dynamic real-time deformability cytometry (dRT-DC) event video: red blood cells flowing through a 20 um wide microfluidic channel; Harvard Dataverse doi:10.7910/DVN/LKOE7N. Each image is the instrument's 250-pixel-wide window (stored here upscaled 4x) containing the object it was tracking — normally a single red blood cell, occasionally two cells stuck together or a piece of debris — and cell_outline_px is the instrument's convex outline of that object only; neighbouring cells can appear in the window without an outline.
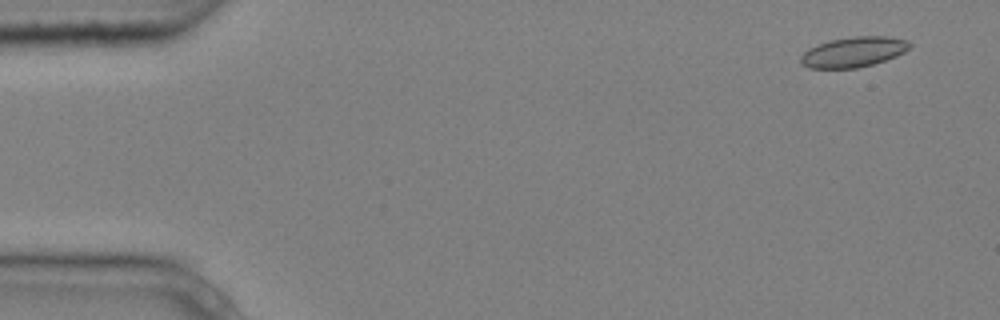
{"species": "common noctule bat (a hibernating species)", "species_latin": "Nyctalus noctula", "temperature_condition": "cold", "stored_images_in_passage": 4, "camera_frame_rate_fps": 3000, "um_per_image_px": 0.085, "animal": {"sex": "male", "body_mass_g": 20.4}, "frame": {"image": 1, "passage_image": 1, "time_ms": 0.0, "image_size_px": [1000, 320], "cell_outline_px": [[912, 44], [904, 52], [896, 56], [872, 64], [856, 68], [808, 68], [800, 64], [800, 56], [808, 48], [828, 40], [856, 36], [884, 36], [908, 40]], "centroid_in_image_um": [72.51, 4.41], "position_along_channel_um": 12.5, "area_um2": 19.19}}
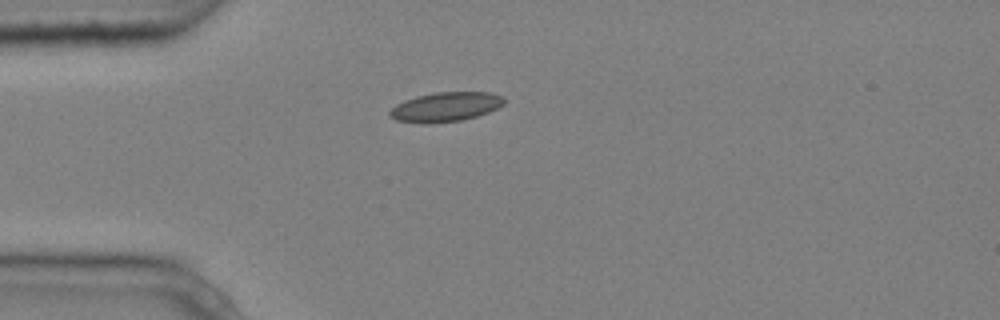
{"frame": {"image": 2, "passage_image": 4, "time_ms": 1.0, "image_size_px": [1000, 320], "cell_outline_px": [[504, 104], [488, 112], [476, 116], [460, 120], [428, 124], [424, 124], [396, 120], [388, 116], [388, 112], [396, 104], [404, 100], [416, 96], [436, 92], [488, 92], [504, 96]], "centroid_in_image_um": [37.84, 9.08], "position_along_channel_um": 47.2, "area_um2": 19.65}}